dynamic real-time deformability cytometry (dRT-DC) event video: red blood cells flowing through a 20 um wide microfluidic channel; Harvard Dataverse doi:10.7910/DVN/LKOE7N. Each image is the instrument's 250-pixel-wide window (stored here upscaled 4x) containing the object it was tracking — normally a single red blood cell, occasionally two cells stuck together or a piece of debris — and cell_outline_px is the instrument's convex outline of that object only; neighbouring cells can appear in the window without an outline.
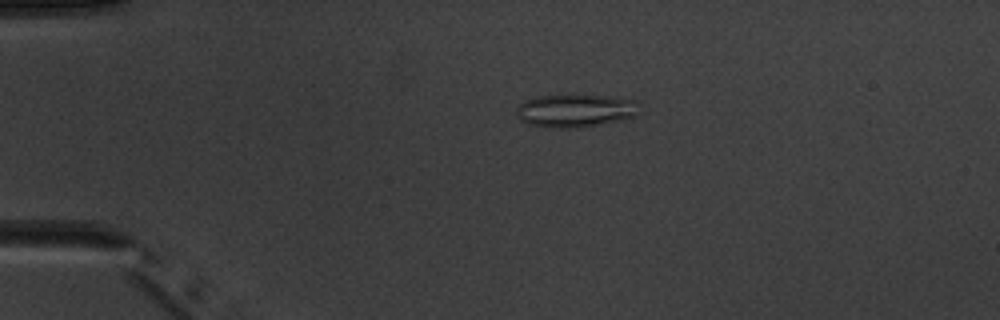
{"species": "common noctule bat (a hibernating species)", "species_latin": "Nyctalus noctula", "temperature_condition": "warm", "stored_images_in_passage": 3, "camera_frame_rate_fps": 3000, "um_per_image_px": 0.085, "animal": {"sex": "male", "body_mass_g": 20.1, "forearm_length_mm": 53.5}, "frame": {"image": 1, "passage_image": 2, "time_ms": 1.0, "image_size_px": [1000, 320], "cell_outline_px": [[636, 116], [584, 128], [548, 128], [528, 124], [520, 120], [516, 116], [516, 108], [524, 100], [536, 96], [604, 96], [636, 100]], "centroid_in_image_um": [48.82, 9.43], "position_along_channel_um": 36.2, "area_um2": 23.47}}